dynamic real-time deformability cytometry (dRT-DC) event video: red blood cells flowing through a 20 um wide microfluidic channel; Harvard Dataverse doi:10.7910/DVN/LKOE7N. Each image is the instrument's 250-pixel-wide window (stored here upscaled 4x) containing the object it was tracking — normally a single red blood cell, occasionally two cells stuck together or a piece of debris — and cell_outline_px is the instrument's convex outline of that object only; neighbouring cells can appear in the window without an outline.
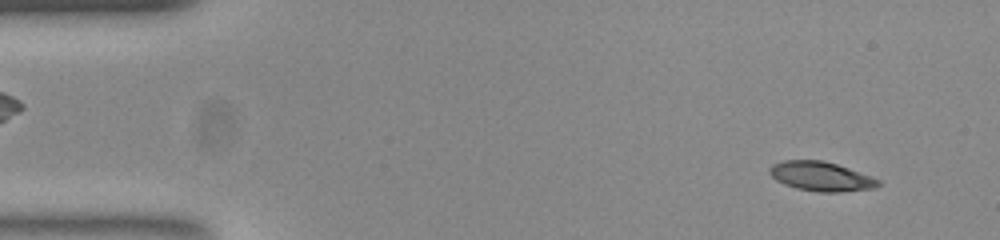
{"species": "common noctule bat (a hibernating species)", "species_latin": "Nyctalus noctula", "temperature_condition": "room temperature", "stored_images_in_passage": 54, "camera_frame_rate_fps": 3000, "um_per_image_px": 0.085, "animal": {"sex": "female", "body_mass_g": 23.0, "forearm_length_mm": 53.4}, "frame": {"image": 1, "passage_image": 5, "time_ms": 1.333, "image_size_px": [1000, 240], "cell_outline_px": [[880, 184], [872, 188], [840, 192], [820, 192], [796, 188], [784, 184], [776, 180], [768, 172], [768, 168], [772, 164], [784, 160], [824, 160], [848, 168], [880, 180]], "centroid_in_image_um": [69.73, 14.98], "position_along_channel_um": 15.3, "area_um2": 18.44}}
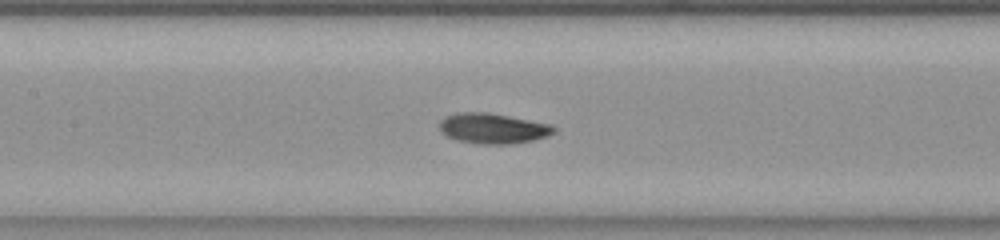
{"frame": {"image": 2, "passage_image": 25, "time_ms": 8.0, "image_size_px": [1000, 240], "cell_outline_px": [[556, 132], [548, 136], [516, 144], [480, 144], [460, 140], [448, 136], [440, 128], [440, 120], [456, 112], [488, 112], [552, 124], [556, 128]], "centroid_in_image_um": [41.96, 10.91], "position_along_channel_um": 165.4, "area_um2": 20.17}}
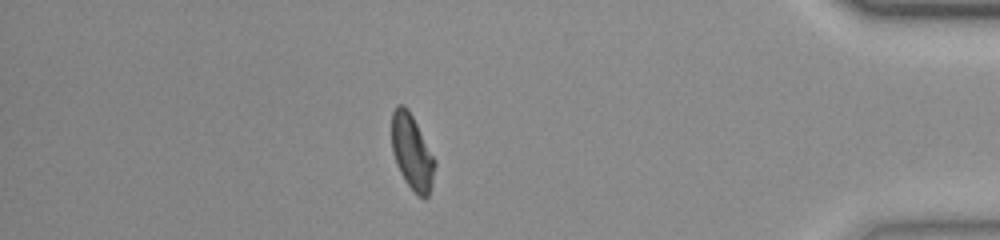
{"frame": {"image": 3, "passage_image": 47, "time_ms": 15.333, "image_size_px": [1000, 240], "cell_outline_px": [[436, 164], [432, 184], [428, 196], [424, 200], [416, 196], [404, 180], [400, 172], [392, 152], [392, 112], [396, 104], [404, 104], [408, 108], [436, 160]], "centroid_in_image_um": [35.02, 12.96], "position_along_channel_um": 400.2, "area_um2": 19.13}, "authors_computed_cell_mechanics": {"area_um2": 18.9295, "velocity_mm_per_s": 3.7885, "shape_relaxation_time_tau1_ms": 2.7991, "shape_relaxation_time_tau2_ms": 3.2659, "deformation_change_tau1": 0.1359, "deformation_change_tau2": 0.0819}}